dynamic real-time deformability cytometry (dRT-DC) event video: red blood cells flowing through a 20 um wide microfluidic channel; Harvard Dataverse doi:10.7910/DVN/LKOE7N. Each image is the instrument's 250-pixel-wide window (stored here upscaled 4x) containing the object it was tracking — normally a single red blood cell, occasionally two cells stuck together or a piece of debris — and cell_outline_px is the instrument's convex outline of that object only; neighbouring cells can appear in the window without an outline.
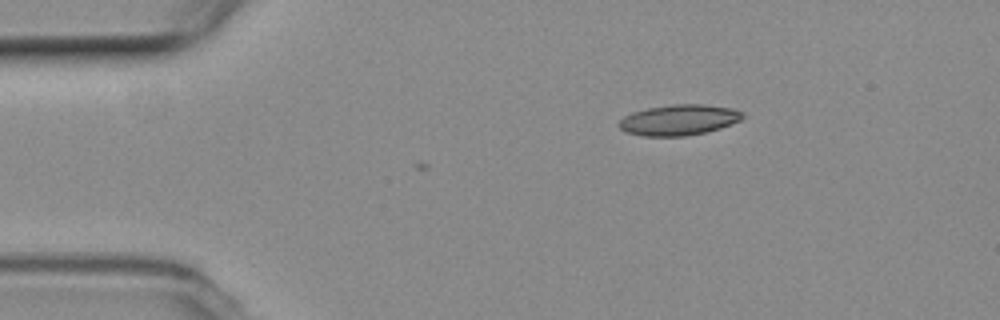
{"species": "common noctule bat (a hibernating species)", "species_latin": "Nyctalus noctula", "temperature_condition": "room temperature", "stored_images_in_passage": 3, "camera_frame_rate_fps": 3000, "um_per_image_px": 0.085, "animal": {"sex": "female", "body_mass_g": 19.3, "forearm_length_mm": 54.1}, "frame": {"image": 1, "passage_image": 1, "time_ms": 0.0, "image_size_px": [1000, 320], "cell_outline_px": [[744, 116], [740, 120], [720, 128], [704, 132], [684, 136], [644, 136], [628, 132], [620, 128], [616, 124], [624, 116], [632, 112], [648, 108], [672, 104], [704, 104], [732, 108], [744, 112]], "centroid_in_image_um": [57.7, 10.18], "position_along_channel_um": 27.3, "area_um2": 22.02}}